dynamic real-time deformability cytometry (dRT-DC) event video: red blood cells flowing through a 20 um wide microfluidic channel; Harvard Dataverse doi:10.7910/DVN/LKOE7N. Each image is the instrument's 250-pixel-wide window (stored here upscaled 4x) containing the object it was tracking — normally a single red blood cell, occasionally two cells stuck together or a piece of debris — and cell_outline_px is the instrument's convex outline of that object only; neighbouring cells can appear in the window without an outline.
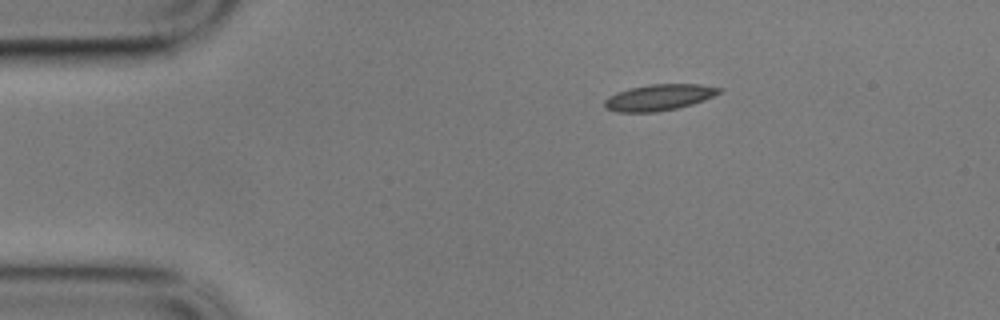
{"species": "common noctule bat (a hibernating species)", "species_latin": "Nyctalus noctula", "temperature_condition": "cold", "stored_images_in_passage": 6, "camera_frame_rate_fps": 3000, "um_per_image_px": 0.085, "animal": {"sex": "male", "body_mass_g": 17.9}, "frame": {"image": 1, "passage_image": 1, "time_ms": 0.0, "image_size_px": [1000, 320], "cell_outline_px": [[724, 88], [720, 92], [704, 100], [692, 104], [676, 108], [656, 112], [616, 112], [604, 108], [604, 100], [608, 96], [616, 92], [628, 88], [648, 84], [700, 84]], "centroid_in_image_um": [55.97, 8.27], "position_along_channel_um": 29.0, "area_um2": 17.63}}
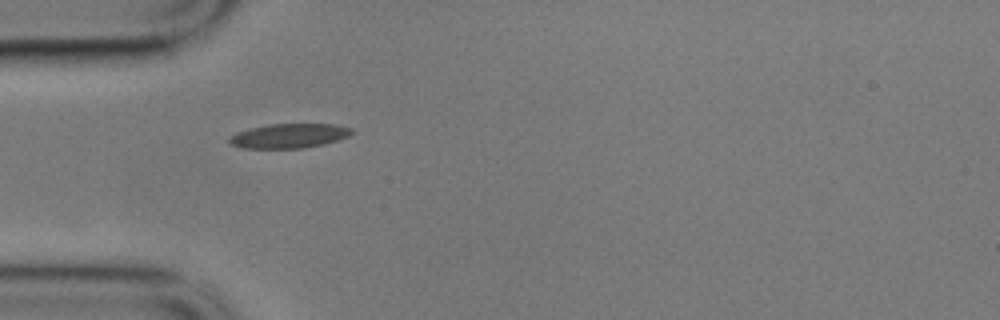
{"frame": {"image": 2, "passage_image": 3, "time_ms": 0.667, "image_size_px": [1000, 320], "cell_outline_px": [[356, 132], [348, 136], [324, 144], [304, 148], [240, 148], [228, 144], [228, 136], [236, 132], [252, 128], [272, 124], [336, 124], [352, 128]], "centroid_in_image_um": [24.56, 11.55], "position_along_channel_um": 60.4, "area_um2": 17.57}}
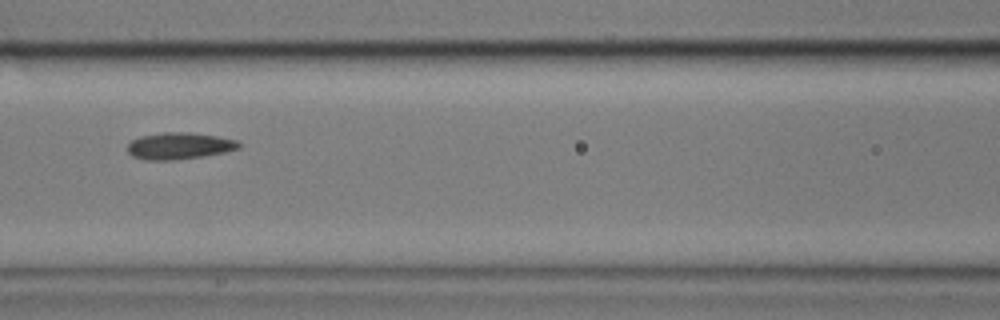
{"frame": {"image": 3, "passage_image": 5, "time_ms": 1.333, "image_size_px": [1000, 320], "cell_outline_px": [[240, 148], [224, 152], [204, 156], [172, 160], [144, 160], [132, 156], [128, 152], [128, 144], [132, 140], [140, 136], [164, 132], [188, 132], [216, 136], [236, 140], [240, 144]], "centroid_in_image_um": [15.21, 12.4], "position_along_channel_um": 151.4, "area_um2": 17.28}}